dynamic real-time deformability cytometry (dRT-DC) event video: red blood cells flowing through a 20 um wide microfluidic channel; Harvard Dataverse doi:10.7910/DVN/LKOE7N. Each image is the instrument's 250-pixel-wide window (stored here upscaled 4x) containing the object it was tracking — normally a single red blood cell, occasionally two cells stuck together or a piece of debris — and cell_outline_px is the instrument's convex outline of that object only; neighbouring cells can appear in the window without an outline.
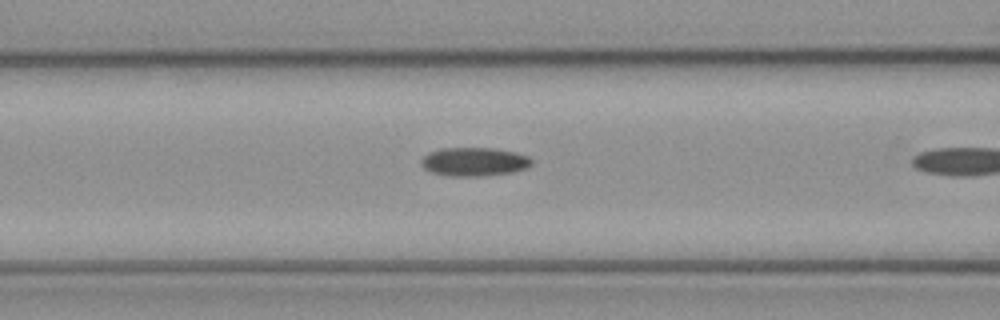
{"species": "common noctule bat (a hibernating species)", "species_latin": "Nyctalus noctula", "temperature_condition": "cold", "stored_images_in_passage": 7, "camera_frame_rate_fps": 3000, "um_per_image_px": 0.085, "animal": {"sex": "female", "body_mass_g": 21.9}, "frame": {"image": 1, "passage_image": 6, "time_ms": 1.667, "image_size_px": [1000, 320], "cell_outline_px": [[532, 164], [528, 168], [512, 172], [480, 176], [448, 176], [432, 172], [424, 168], [420, 164], [420, 160], [428, 152], [440, 148], [496, 148], [516, 152], [528, 156], [532, 160]], "centroid_in_image_um": [40.3, 13.74], "position_along_channel_um": 126.3, "area_um2": 18.61}}